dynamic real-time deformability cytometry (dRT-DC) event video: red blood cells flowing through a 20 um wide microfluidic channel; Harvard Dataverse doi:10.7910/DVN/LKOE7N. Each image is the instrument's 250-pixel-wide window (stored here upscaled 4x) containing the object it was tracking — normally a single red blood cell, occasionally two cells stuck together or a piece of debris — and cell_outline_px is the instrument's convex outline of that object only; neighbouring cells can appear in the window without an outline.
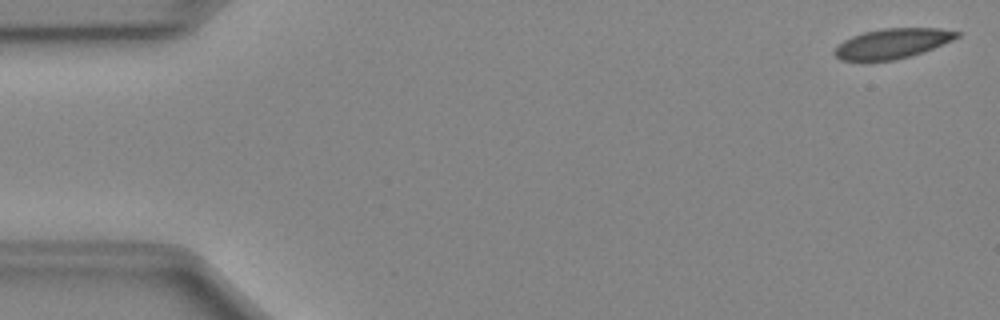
{"species": "Egyptian fruit bat (a non-hibernating species)", "species_latin": "Rousettus aegyptiacus", "temperature_condition": "cold", "stored_images_in_passage": 50, "camera_frame_rate_fps": 3000, "um_per_image_px": 0.085, "animal": {"sex": "female"}, "frame": {"image": 1, "passage_image": 1, "time_ms": 0.0, "image_size_px": [1000, 320], "cell_outline_px": [[960, 36], [952, 40], [932, 48], [896, 60], [840, 60], [832, 52], [844, 40], [852, 36], [864, 32], [884, 28], [940, 28], [960, 32]], "centroid_in_image_um": [75.85, 3.68], "position_along_channel_um": 9.2, "area_um2": 20.98}}
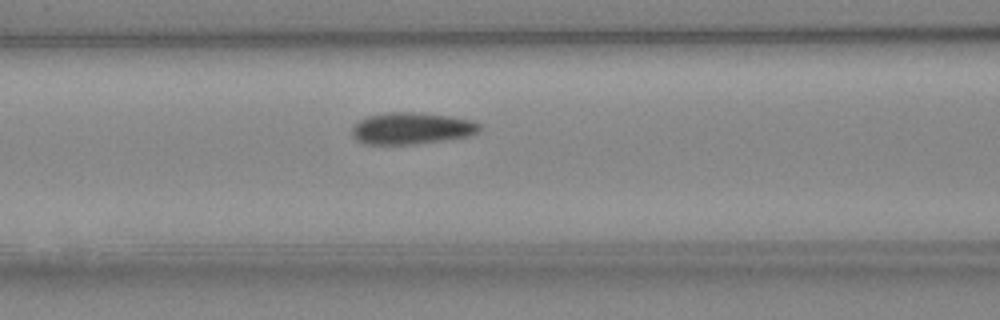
{"frame": {"image": 2, "passage_image": 20, "time_ms": 6.333, "image_size_px": [1000, 320], "cell_outline_px": [[480, 132], [468, 136], [444, 140], [412, 144], [364, 144], [356, 140], [352, 136], [352, 128], [360, 120], [368, 116], [388, 112], [412, 112], [448, 116], [472, 120], [480, 124]], "centroid_in_image_um": [34.98, 10.91], "position_along_channel_um": 131.6, "area_um2": 23.47}}
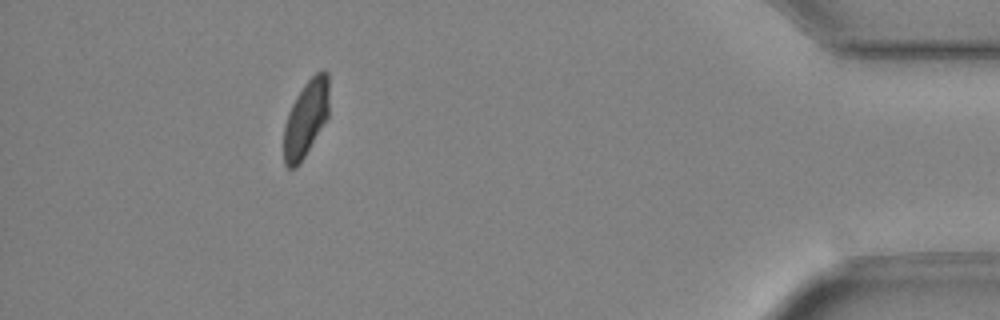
{"frame": {"image": 3, "passage_image": 45, "time_ms": 14.667, "image_size_px": [1000, 320], "cell_outline_px": [[328, 116], [300, 164], [296, 168], [288, 168], [284, 164], [284, 124], [288, 112], [296, 96], [304, 84], [316, 72], [328, 72]], "centroid_in_image_um": [25.98, 10.1], "position_along_channel_um": 409.2, "area_um2": 20.0}, "authors_computed_cell_mechanics": {"area_um2": 22.5998, "velocity_mm_per_s": 4.0067, "shape_relaxation_time_tau1_ms": 4.9985, "shape_relaxation_time_tau2_ms": null, "deformation_change_tau1": 0.1144, "deformation_change_tau2": null}}